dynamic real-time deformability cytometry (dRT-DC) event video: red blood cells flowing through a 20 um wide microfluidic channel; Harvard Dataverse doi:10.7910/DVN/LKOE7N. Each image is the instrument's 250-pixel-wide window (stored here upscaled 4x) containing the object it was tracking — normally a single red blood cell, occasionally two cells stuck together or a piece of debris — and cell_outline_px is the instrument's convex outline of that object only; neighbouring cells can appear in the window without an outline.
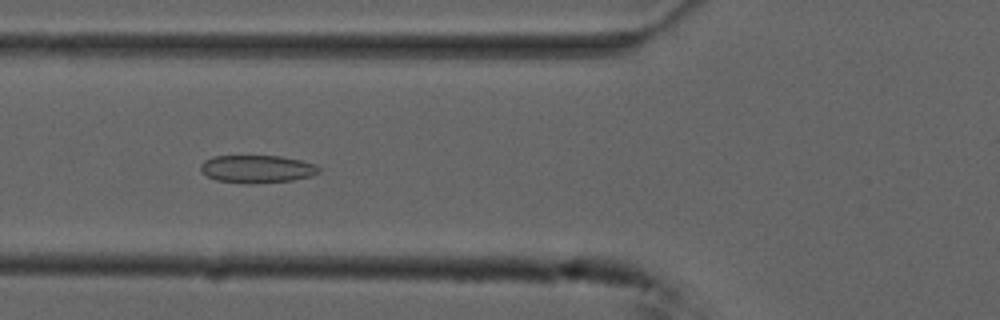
{"species": "common noctule bat (a hibernating species)", "species_latin": "Nyctalus noctula", "temperature_condition": "cold", "stored_images_in_passage": 55, "camera_frame_rate_fps": 3000, "um_per_image_px": 0.085, "animal": {"sex": "male", "forearm_length_mm": 52.5}, "frame": {"image": 1, "passage_image": 20, "time_ms": 6.333, "image_size_px": [1000, 320], "cell_outline_px": [[320, 172], [312, 176], [292, 180], [252, 184], [216, 180], [200, 172], [200, 164], [204, 160], [212, 156], [280, 156], [300, 160], [316, 164], [320, 168]], "centroid_in_image_um": [21.84, 14.36], "position_along_channel_um": 104.0, "area_um2": 19.25}}
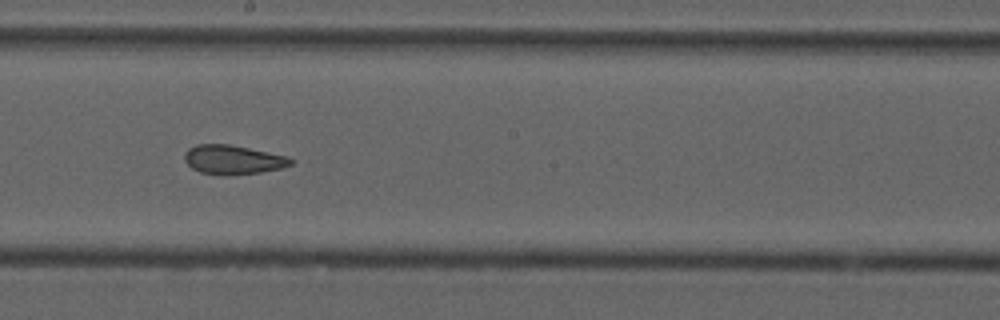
{"frame": {"image": 2, "passage_image": 30, "time_ms": 9.667, "image_size_px": [1000, 320], "cell_outline_px": [[296, 160], [292, 164], [280, 168], [260, 172], [224, 176], [200, 172], [192, 168], [184, 160], [184, 152], [188, 148], [196, 144], [228, 144], [288, 156]], "centroid_in_image_um": [19.79, 13.57], "position_along_channel_um": 228.4, "area_um2": 18.15}}
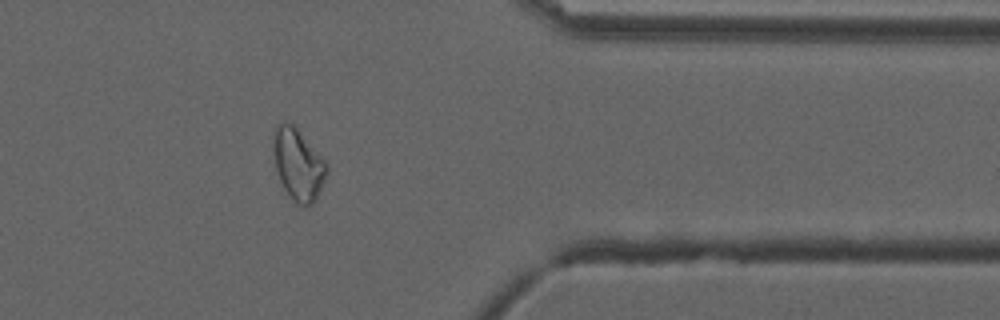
{"frame": {"image": 3, "passage_image": 44, "time_ms": 14.333, "image_size_px": [1000, 320], "cell_outline_px": [[328, 172], [312, 204], [296, 204], [284, 188], [280, 180], [276, 168], [272, 144], [276, 124], [292, 124], [300, 132], [328, 164]], "centroid_in_image_um": [25.33, 13.97], "position_along_channel_um": 386.1, "area_um2": 21.62}, "authors_computed_cell_mechanics": {"area_um2": 21.6172, "velocity_mm_per_s": 3.7301, "shape_relaxation_time_tau1_ms": null, "shape_relaxation_time_tau2_ms": 1.7781, "deformation_change_tau1": null, "deformation_change_tau2": 0.0727}}